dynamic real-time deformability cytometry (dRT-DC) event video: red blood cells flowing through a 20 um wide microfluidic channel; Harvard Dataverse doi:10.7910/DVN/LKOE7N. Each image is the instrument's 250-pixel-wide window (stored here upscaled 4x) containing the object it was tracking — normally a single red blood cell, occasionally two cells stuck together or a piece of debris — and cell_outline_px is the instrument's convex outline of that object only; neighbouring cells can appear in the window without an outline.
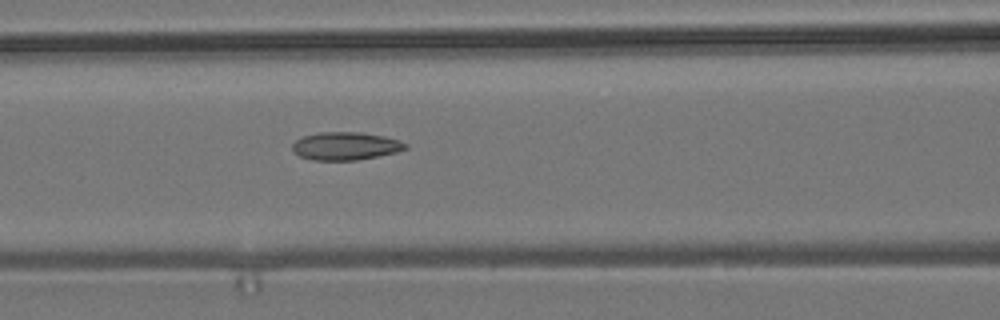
{"species": "common noctule bat (a hibernating species)", "species_latin": "Nyctalus noctula", "temperature_condition": "room temperature", "stored_images_in_passage": 8, "segment_of_instrument_passage": [1, 2], "camera_frame_rate_fps": 3000, "um_per_image_px": 0.085, "animal": {"sex": "male", "body_mass_g": 19.2, "forearm_length_mm": 51.8}, "frame": {"image": 1, "passage_image": 7, "time_ms": 7.667, "image_size_px": [1000, 320], "cell_outline_px": [[408, 148], [396, 152], [356, 160], [312, 160], [300, 156], [292, 148], [292, 144], [296, 140], [304, 136], [320, 132], [360, 132], [384, 136], [400, 140], [408, 144]], "centroid_in_image_um": [29.39, 12.4], "position_along_channel_um": 137.2, "area_um2": 18.32}}